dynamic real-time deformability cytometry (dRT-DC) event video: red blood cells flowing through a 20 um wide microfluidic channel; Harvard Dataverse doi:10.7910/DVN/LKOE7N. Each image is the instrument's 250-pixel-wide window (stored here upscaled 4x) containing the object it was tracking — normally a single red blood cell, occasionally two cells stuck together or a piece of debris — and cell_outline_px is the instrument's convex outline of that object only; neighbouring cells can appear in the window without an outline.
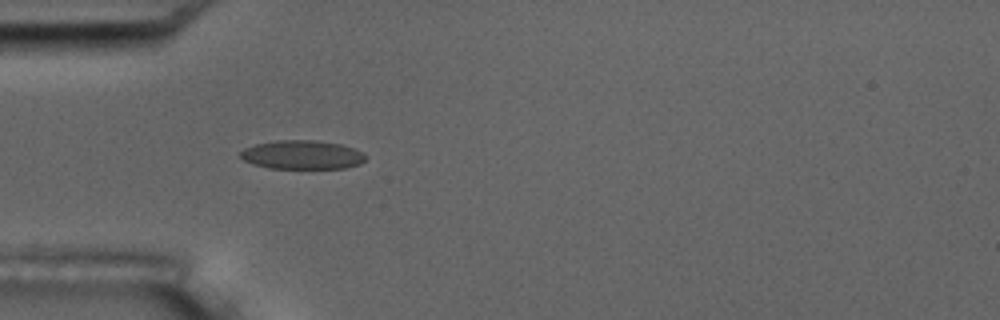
{"species": "common noctule bat (a hibernating species)", "species_latin": "Nyctalus noctula", "temperature_condition": "room temperature", "stored_images_in_passage": 1, "camera_frame_rate_fps": 3000, "um_per_image_px": 0.085, "animal": {"sex": "male", "body_mass_g": 17.5, "forearm_length_mm": 52.3}, "frame": {"image": 1, "passage_image": 1, "time_ms": 0.0, "image_size_px": [1000, 320], "cell_outline_px": [[368, 156], [360, 164], [344, 168], [268, 168], [252, 164], [244, 160], [240, 156], [240, 152], [244, 148], [256, 144], [276, 140], [316, 140], [340, 144], [364, 152]], "centroid_in_image_um": [25.69, 13.15], "position_along_channel_um": 59.3, "area_um2": 21.1}}